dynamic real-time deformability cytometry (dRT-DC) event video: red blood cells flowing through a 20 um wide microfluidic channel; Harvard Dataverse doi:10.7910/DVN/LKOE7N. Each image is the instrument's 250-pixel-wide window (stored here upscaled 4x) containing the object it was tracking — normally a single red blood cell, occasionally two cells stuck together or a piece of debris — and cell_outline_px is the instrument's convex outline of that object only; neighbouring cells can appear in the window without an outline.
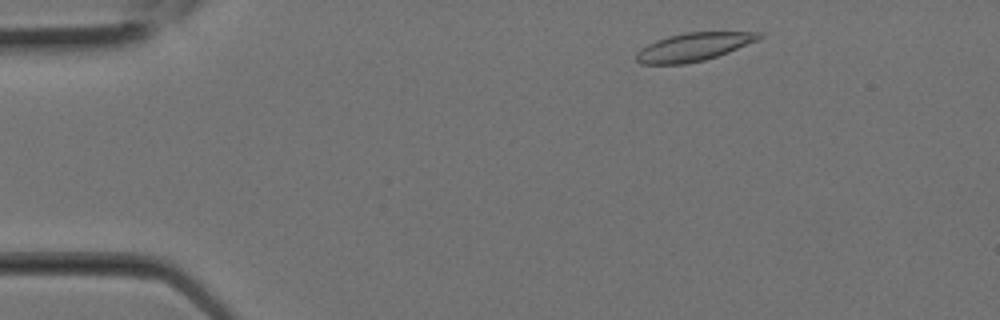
{"species": "Egyptian fruit bat (a non-hibernating species)", "species_latin": "Rousettus aegyptiacus", "temperature_condition": "room temperature", "stored_images_in_passage": 3, "camera_frame_rate_fps": 3000, "um_per_image_px": 0.085, "animal": {"sex": "female"}, "frame": {"image": 1, "passage_image": 1, "time_ms": 0.0, "image_size_px": [1000, 320], "cell_outline_px": [[764, 36], [756, 40], [728, 52], [704, 60], [684, 64], [640, 64], [636, 60], [636, 52], [640, 48], [656, 40], [668, 36], [688, 32], [764, 32]], "centroid_in_image_um": [58.92, 3.99], "position_along_channel_um": 26.1, "area_um2": 20.0}}